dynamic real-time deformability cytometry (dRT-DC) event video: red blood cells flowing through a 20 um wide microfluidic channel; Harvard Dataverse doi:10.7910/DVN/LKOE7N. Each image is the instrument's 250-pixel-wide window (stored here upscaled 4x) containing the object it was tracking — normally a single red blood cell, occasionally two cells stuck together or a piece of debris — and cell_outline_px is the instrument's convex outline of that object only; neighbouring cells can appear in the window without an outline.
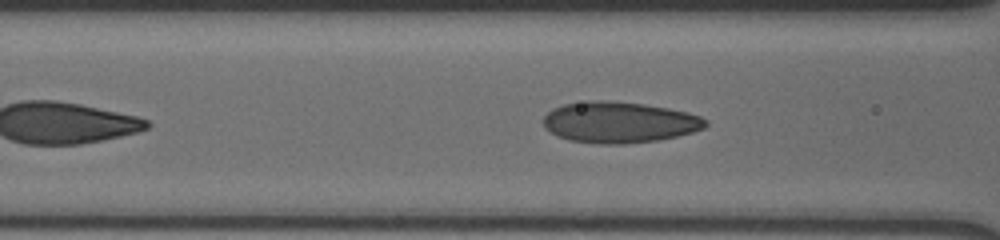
{"species": "human", "species_latin": "Homo sapiens", "temperature_condition": "cold", "stored_images_in_passage": 40, "camera_frame_rate_fps": 3000, "um_per_image_px": 0.085, "donor": {"sex": "male"}, "frame": {"image": 1, "passage_image": 10, "time_ms": 3.0, "image_size_px": [1000, 240], "cell_outline_px": [[704, 124], [696, 128], [684, 132], [668, 136], [644, 140], [584, 140], [564, 136], [556, 132], [548, 124], [548, 116], [552, 112], [560, 108], [580, 104], [632, 104], [656, 108], [676, 112], [692, 116], [700, 120]], "centroid_in_image_um": [52.63, 10.39], "position_along_channel_um": 114.0, "area_um2": 31.91}}
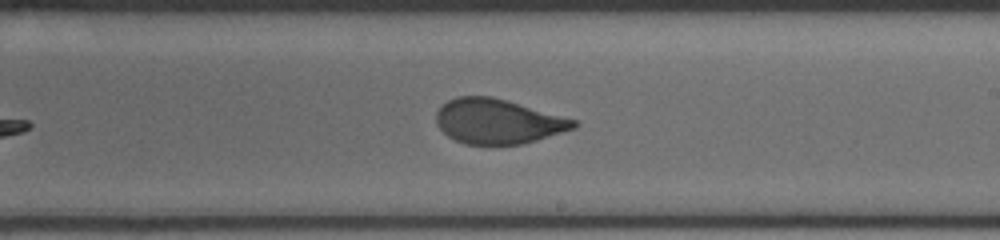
{"frame": {"image": 2, "passage_image": 21, "time_ms": 6.667, "image_size_px": [1000, 240], "cell_outline_px": [[572, 124], [568, 128], [528, 140], [508, 144], [480, 144], [464, 140], [456, 136], [452, 132], [440, 112], [452, 100], [496, 100], [512, 104], [572, 120]], "centroid_in_image_um": [42.42, 10.36], "position_along_channel_um": 246.6, "area_um2": 29.54}}
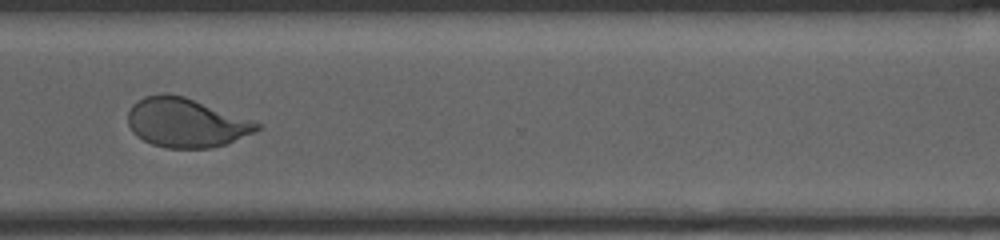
{"frame": {"image": 3, "passage_image": 30, "time_ms": 9.667, "image_size_px": [1000, 240], "cell_outline_px": [[256, 128], [220, 144], [196, 148], [180, 148], [156, 144], [140, 136], [132, 108], [136, 104], [152, 96], [176, 96], [188, 100]], "centroid_in_image_um": [15.67, 10.48], "position_along_channel_um": 354.9, "area_um2": 30.58}}